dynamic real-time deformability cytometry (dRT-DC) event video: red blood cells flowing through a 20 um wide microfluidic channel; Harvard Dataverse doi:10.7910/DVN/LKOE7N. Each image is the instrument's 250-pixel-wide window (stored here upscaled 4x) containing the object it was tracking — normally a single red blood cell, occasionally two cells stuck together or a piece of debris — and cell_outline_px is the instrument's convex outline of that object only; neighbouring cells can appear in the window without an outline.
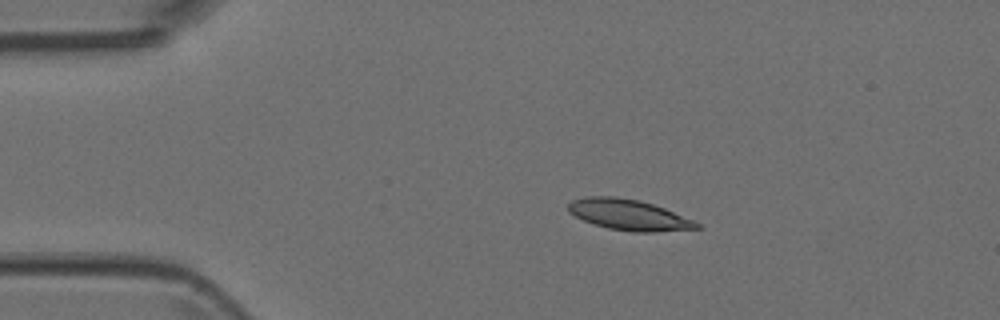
{"species": "Egyptian fruit bat (a non-hibernating species)", "species_latin": "Rousettus aegyptiacus", "temperature_condition": "room temperature", "stored_images_in_passage": 4, "camera_frame_rate_fps": 3000, "um_per_image_px": 0.085, "animal": {"sex": "female"}, "frame": {"image": 1, "passage_image": 1, "time_ms": 0.0, "image_size_px": [1000, 320], "cell_outline_px": [[704, 228], [656, 232], [632, 232], [608, 228], [592, 224], [568, 212], [568, 204], [572, 200], [588, 196], [616, 196], [640, 200], [664, 208], [692, 220], [700, 224]], "centroid_in_image_um": [53.44, 18.26], "position_along_channel_um": 31.6, "area_um2": 23.06}}
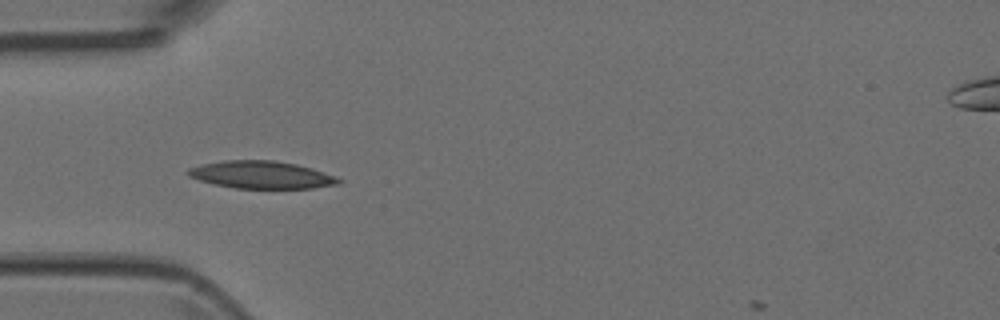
{"frame": {"image": 2, "passage_image": 3, "time_ms": 0.667, "image_size_px": [1000, 320], "cell_outline_px": [[344, 180], [340, 184], [312, 188], [236, 188], [216, 184], [200, 180], [188, 176], [184, 172], [188, 168], [200, 164], [224, 160], [272, 160], [296, 164], [312, 168], [336, 176]], "centroid_in_image_um": [22.22, 14.85], "position_along_channel_um": 62.8, "area_um2": 24.22}}